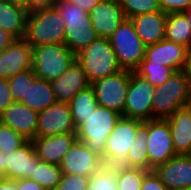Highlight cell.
<instances>
[{
    "mask_svg": "<svg viewBox=\"0 0 191 190\" xmlns=\"http://www.w3.org/2000/svg\"><path fill=\"white\" fill-rule=\"evenodd\" d=\"M54 7L65 22L64 44L75 55L98 37L91 25L89 13L81 7L68 0H57Z\"/></svg>",
    "mask_w": 191,
    "mask_h": 190,
    "instance_id": "cell-1",
    "label": "cell"
},
{
    "mask_svg": "<svg viewBox=\"0 0 191 190\" xmlns=\"http://www.w3.org/2000/svg\"><path fill=\"white\" fill-rule=\"evenodd\" d=\"M90 84L122 70L108 38L97 37L76 54Z\"/></svg>",
    "mask_w": 191,
    "mask_h": 190,
    "instance_id": "cell-2",
    "label": "cell"
},
{
    "mask_svg": "<svg viewBox=\"0 0 191 190\" xmlns=\"http://www.w3.org/2000/svg\"><path fill=\"white\" fill-rule=\"evenodd\" d=\"M65 22L57 9H40L28 13L24 40L36 47L44 44H64Z\"/></svg>",
    "mask_w": 191,
    "mask_h": 190,
    "instance_id": "cell-3",
    "label": "cell"
},
{
    "mask_svg": "<svg viewBox=\"0 0 191 190\" xmlns=\"http://www.w3.org/2000/svg\"><path fill=\"white\" fill-rule=\"evenodd\" d=\"M121 116L114 110L98 105L77 129V140L92 152L103 157L107 138Z\"/></svg>",
    "mask_w": 191,
    "mask_h": 190,
    "instance_id": "cell-4",
    "label": "cell"
},
{
    "mask_svg": "<svg viewBox=\"0 0 191 190\" xmlns=\"http://www.w3.org/2000/svg\"><path fill=\"white\" fill-rule=\"evenodd\" d=\"M190 91V82L183 71L174 72L167 81L155 87L153 119L167 120L175 111L184 108Z\"/></svg>",
    "mask_w": 191,
    "mask_h": 190,
    "instance_id": "cell-5",
    "label": "cell"
},
{
    "mask_svg": "<svg viewBox=\"0 0 191 190\" xmlns=\"http://www.w3.org/2000/svg\"><path fill=\"white\" fill-rule=\"evenodd\" d=\"M75 60L76 55L65 44L32 47V70L46 81L62 76Z\"/></svg>",
    "mask_w": 191,
    "mask_h": 190,
    "instance_id": "cell-6",
    "label": "cell"
},
{
    "mask_svg": "<svg viewBox=\"0 0 191 190\" xmlns=\"http://www.w3.org/2000/svg\"><path fill=\"white\" fill-rule=\"evenodd\" d=\"M122 69L135 71L145 58L146 45L136 33L131 19H125L109 38Z\"/></svg>",
    "mask_w": 191,
    "mask_h": 190,
    "instance_id": "cell-7",
    "label": "cell"
},
{
    "mask_svg": "<svg viewBox=\"0 0 191 190\" xmlns=\"http://www.w3.org/2000/svg\"><path fill=\"white\" fill-rule=\"evenodd\" d=\"M131 71L122 69L110 76L91 83L99 106L123 115Z\"/></svg>",
    "mask_w": 191,
    "mask_h": 190,
    "instance_id": "cell-8",
    "label": "cell"
},
{
    "mask_svg": "<svg viewBox=\"0 0 191 190\" xmlns=\"http://www.w3.org/2000/svg\"><path fill=\"white\" fill-rule=\"evenodd\" d=\"M142 120L121 116L107 138L102 160L105 165L119 166L126 161L129 149L135 139L136 129Z\"/></svg>",
    "mask_w": 191,
    "mask_h": 190,
    "instance_id": "cell-9",
    "label": "cell"
},
{
    "mask_svg": "<svg viewBox=\"0 0 191 190\" xmlns=\"http://www.w3.org/2000/svg\"><path fill=\"white\" fill-rule=\"evenodd\" d=\"M155 92L144 77L131 71L123 117L135 118L142 121L153 120L152 98Z\"/></svg>",
    "mask_w": 191,
    "mask_h": 190,
    "instance_id": "cell-10",
    "label": "cell"
},
{
    "mask_svg": "<svg viewBox=\"0 0 191 190\" xmlns=\"http://www.w3.org/2000/svg\"><path fill=\"white\" fill-rule=\"evenodd\" d=\"M148 171L166 163L176 154L168 120H148Z\"/></svg>",
    "mask_w": 191,
    "mask_h": 190,
    "instance_id": "cell-11",
    "label": "cell"
},
{
    "mask_svg": "<svg viewBox=\"0 0 191 190\" xmlns=\"http://www.w3.org/2000/svg\"><path fill=\"white\" fill-rule=\"evenodd\" d=\"M37 137L76 133L69 103L56 102L38 113Z\"/></svg>",
    "mask_w": 191,
    "mask_h": 190,
    "instance_id": "cell-12",
    "label": "cell"
},
{
    "mask_svg": "<svg viewBox=\"0 0 191 190\" xmlns=\"http://www.w3.org/2000/svg\"><path fill=\"white\" fill-rule=\"evenodd\" d=\"M104 165L100 155L92 152L82 142L77 140L63 157L60 168L63 174L90 177Z\"/></svg>",
    "mask_w": 191,
    "mask_h": 190,
    "instance_id": "cell-13",
    "label": "cell"
},
{
    "mask_svg": "<svg viewBox=\"0 0 191 190\" xmlns=\"http://www.w3.org/2000/svg\"><path fill=\"white\" fill-rule=\"evenodd\" d=\"M154 171L169 190H191V154H177Z\"/></svg>",
    "mask_w": 191,
    "mask_h": 190,
    "instance_id": "cell-14",
    "label": "cell"
},
{
    "mask_svg": "<svg viewBox=\"0 0 191 190\" xmlns=\"http://www.w3.org/2000/svg\"><path fill=\"white\" fill-rule=\"evenodd\" d=\"M89 15L98 37L108 39L126 19L119 0H101Z\"/></svg>",
    "mask_w": 191,
    "mask_h": 190,
    "instance_id": "cell-15",
    "label": "cell"
},
{
    "mask_svg": "<svg viewBox=\"0 0 191 190\" xmlns=\"http://www.w3.org/2000/svg\"><path fill=\"white\" fill-rule=\"evenodd\" d=\"M32 68V47L24 39H15L0 53V78L9 79Z\"/></svg>",
    "mask_w": 191,
    "mask_h": 190,
    "instance_id": "cell-16",
    "label": "cell"
},
{
    "mask_svg": "<svg viewBox=\"0 0 191 190\" xmlns=\"http://www.w3.org/2000/svg\"><path fill=\"white\" fill-rule=\"evenodd\" d=\"M5 160L7 165L4 178L12 180L29 179L41 162L32 140H28L8 156L5 155Z\"/></svg>",
    "mask_w": 191,
    "mask_h": 190,
    "instance_id": "cell-17",
    "label": "cell"
},
{
    "mask_svg": "<svg viewBox=\"0 0 191 190\" xmlns=\"http://www.w3.org/2000/svg\"><path fill=\"white\" fill-rule=\"evenodd\" d=\"M38 113L21 102L11 103L0 115V122L27 140L37 137Z\"/></svg>",
    "mask_w": 191,
    "mask_h": 190,
    "instance_id": "cell-18",
    "label": "cell"
},
{
    "mask_svg": "<svg viewBox=\"0 0 191 190\" xmlns=\"http://www.w3.org/2000/svg\"><path fill=\"white\" fill-rule=\"evenodd\" d=\"M77 141L76 133L35 137L32 142L40 161L60 165L69 148Z\"/></svg>",
    "mask_w": 191,
    "mask_h": 190,
    "instance_id": "cell-19",
    "label": "cell"
},
{
    "mask_svg": "<svg viewBox=\"0 0 191 190\" xmlns=\"http://www.w3.org/2000/svg\"><path fill=\"white\" fill-rule=\"evenodd\" d=\"M188 48L166 38L145 47V59L152 64L169 66L175 71L182 70Z\"/></svg>",
    "mask_w": 191,
    "mask_h": 190,
    "instance_id": "cell-20",
    "label": "cell"
},
{
    "mask_svg": "<svg viewBox=\"0 0 191 190\" xmlns=\"http://www.w3.org/2000/svg\"><path fill=\"white\" fill-rule=\"evenodd\" d=\"M57 102L68 103L80 90L90 86L81 65L75 60L62 76L51 81Z\"/></svg>",
    "mask_w": 191,
    "mask_h": 190,
    "instance_id": "cell-21",
    "label": "cell"
},
{
    "mask_svg": "<svg viewBox=\"0 0 191 190\" xmlns=\"http://www.w3.org/2000/svg\"><path fill=\"white\" fill-rule=\"evenodd\" d=\"M130 19L136 33L146 46L165 38L167 14L163 11L139 14Z\"/></svg>",
    "mask_w": 191,
    "mask_h": 190,
    "instance_id": "cell-22",
    "label": "cell"
},
{
    "mask_svg": "<svg viewBox=\"0 0 191 190\" xmlns=\"http://www.w3.org/2000/svg\"><path fill=\"white\" fill-rule=\"evenodd\" d=\"M171 130L173 147L176 154H191V115L181 108L175 111L168 119Z\"/></svg>",
    "mask_w": 191,
    "mask_h": 190,
    "instance_id": "cell-23",
    "label": "cell"
},
{
    "mask_svg": "<svg viewBox=\"0 0 191 190\" xmlns=\"http://www.w3.org/2000/svg\"><path fill=\"white\" fill-rule=\"evenodd\" d=\"M27 9L9 0H0V27L15 39H23L26 31Z\"/></svg>",
    "mask_w": 191,
    "mask_h": 190,
    "instance_id": "cell-24",
    "label": "cell"
},
{
    "mask_svg": "<svg viewBox=\"0 0 191 190\" xmlns=\"http://www.w3.org/2000/svg\"><path fill=\"white\" fill-rule=\"evenodd\" d=\"M37 113L56 103V97L50 81L36 78L29 79V88L26 97L20 101Z\"/></svg>",
    "mask_w": 191,
    "mask_h": 190,
    "instance_id": "cell-25",
    "label": "cell"
},
{
    "mask_svg": "<svg viewBox=\"0 0 191 190\" xmlns=\"http://www.w3.org/2000/svg\"><path fill=\"white\" fill-rule=\"evenodd\" d=\"M147 142L148 120H145L137 127L135 139L128 151L126 161L122 165L148 170Z\"/></svg>",
    "mask_w": 191,
    "mask_h": 190,
    "instance_id": "cell-26",
    "label": "cell"
},
{
    "mask_svg": "<svg viewBox=\"0 0 191 190\" xmlns=\"http://www.w3.org/2000/svg\"><path fill=\"white\" fill-rule=\"evenodd\" d=\"M165 38L191 49V30L188 12L167 14Z\"/></svg>",
    "mask_w": 191,
    "mask_h": 190,
    "instance_id": "cell-27",
    "label": "cell"
},
{
    "mask_svg": "<svg viewBox=\"0 0 191 190\" xmlns=\"http://www.w3.org/2000/svg\"><path fill=\"white\" fill-rule=\"evenodd\" d=\"M73 122L78 129L97 106L92 86L80 90L69 102Z\"/></svg>",
    "mask_w": 191,
    "mask_h": 190,
    "instance_id": "cell-28",
    "label": "cell"
},
{
    "mask_svg": "<svg viewBox=\"0 0 191 190\" xmlns=\"http://www.w3.org/2000/svg\"><path fill=\"white\" fill-rule=\"evenodd\" d=\"M135 72L144 77L153 87H156L167 81L176 71L169 66L152 64L144 58Z\"/></svg>",
    "mask_w": 191,
    "mask_h": 190,
    "instance_id": "cell-29",
    "label": "cell"
},
{
    "mask_svg": "<svg viewBox=\"0 0 191 190\" xmlns=\"http://www.w3.org/2000/svg\"><path fill=\"white\" fill-rule=\"evenodd\" d=\"M62 175L60 165L41 161L29 179L39 183L46 190H54L61 181Z\"/></svg>",
    "mask_w": 191,
    "mask_h": 190,
    "instance_id": "cell-30",
    "label": "cell"
},
{
    "mask_svg": "<svg viewBox=\"0 0 191 190\" xmlns=\"http://www.w3.org/2000/svg\"><path fill=\"white\" fill-rule=\"evenodd\" d=\"M147 172L148 170L142 168L116 166L117 190H141Z\"/></svg>",
    "mask_w": 191,
    "mask_h": 190,
    "instance_id": "cell-31",
    "label": "cell"
},
{
    "mask_svg": "<svg viewBox=\"0 0 191 190\" xmlns=\"http://www.w3.org/2000/svg\"><path fill=\"white\" fill-rule=\"evenodd\" d=\"M117 189L116 166L104 165L89 177L87 190Z\"/></svg>",
    "mask_w": 191,
    "mask_h": 190,
    "instance_id": "cell-32",
    "label": "cell"
},
{
    "mask_svg": "<svg viewBox=\"0 0 191 190\" xmlns=\"http://www.w3.org/2000/svg\"><path fill=\"white\" fill-rule=\"evenodd\" d=\"M127 19L136 15L161 11L159 0H119Z\"/></svg>",
    "mask_w": 191,
    "mask_h": 190,
    "instance_id": "cell-33",
    "label": "cell"
},
{
    "mask_svg": "<svg viewBox=\"0 0 191 190\" xmlns=\"http://www.w3.org/2000/svg\"><path fill=\"white\" fill-rule=\"evenodd\" d=\"M28 140L9 126L0 122V152L9 155Z\"/></svg>",
    "mask_w": 191,
    "mask_h": 190,
    "instance_id": "cell-34",
    "label": "cell"
},
{
    "mask_svg": "<svg viewBox=\"0 0 191 190\" xmlns=\"http://www.w3.org/2000/svg\"><path fill=\"white\" fill-rule=\"evenodd\" d=\"M36 78L35 72L30 68L8 79L10 91L12 92L15 102H20L23 97H26L29 88V79Z\"/></svg>",
    "mask_w": 191,
    "mask_h": 190,
    "instance_id": "cell-35",
    "label": "cell"
},
{
    "mask_svg": "<svg viewBox=\"0 0 191 190\" xmlns=\"http://www.w3.org/2000/svg\"><path fill=\"white\" fill-rule=\"evenodd\" d=\"M89 177L63 174L54 190H87Z\"/></svg>",
    "mask_w": 191,
    "mask_h": 190,
    "instance_id": "cell-36",
    "label": "cell"
},
{
    "mask_svg": "<svg viewBox=\"0 0 191 190\" xmlns=\"http://www.w3.org/2000/svg\"><path fill=\"white\" fill-rule=\"evenodd\" d=\"M161 11L164 13L189 12L191 0H159Z\"/></svg>",
    "mask_w": 191,
    "mask_h": 190,
    "instance_id": "cell-37",
    "label": "cell"
},
{
    "mask_svg": "<svg viewBox=\"0 0 191 190\" xmlns=\"http://www.w3.org/2000/svg\"><path fill=\"white\" fill-rule=\"evenodd\" d=\"M141 190H169L160 180L154 170L144 175Z\"/></svg>",
    "mask_w": 191,
    "mask_h": 190,
    "instance_id": "cell-38",
    "label": "cell"
},
{
    "mask_svg": "<svg viewBox=\"0 0 191 190\" xmlns=\"http://www.w3.org/2000/svg\"><path fill=\"white\" fill-rule=\"evenodd\" d=\"M13 102L15 101L10 91L8 79L0 78V115Z\"/></svg>",
    "mask_w": 191,
    "mask_h": 190,
    "instance_id": "cell-39",
    "label": "cell"
},
{
    "mask_svg": "<svg viewBox=\"0 0 191 190\" xmlns=\"http://www.w3.org/2000/svg\"><path fill=\"white\" fill-rule=\"evenodd\" d=\"M17 190H46L39 183L31 179L17 180Z\"/></svg>",
    "mask_w": 191,
    "mask_h": 190,
    "instance_id": "cell-40",
    "label": "cell"
},
{
    "mask_svg": "<svg viewBox=\"0 0 191 190\" xmlns=\"http://www.w3.org/2000/svg\"><path fill=\"white\" fill-rule=\"evenodd\" d=\"M57 0H29V13L53 7Z\"/></svg>",
    "mask_w": 191,
    "mask_h": 190,
    "instance_id": "cell-41",
    "label": "cell"
},
{
    "mask_svg": "<svg viewBox=\"0 0 191 190\" xmlns=\"http://www.w3.org/2000/svg\"><path fill=\"white\" fill-rule=\"evenodd\" d=\"M72 4L78 5L87 13H90L93 8L101 1V0H68Z\"/></svg>",
    "mask_w": 191,
    "mask_h": 190,
    "instance_id": "cell-42",
    "label": "cell"
},
{
    "mask_svg": "<svg viewBox=\"0 0 191 190\" xmlns=\"http://www.w3.org/2000/svg\"><path fill=\"white\" fill-rule=\"evenodd\" d=\"M14 40L15 38L11 34L0 27V53L6 49Z\"/></svg>",
    "mask_w": 191,
    "mask_h": 190,
    "instance_id": "cell-43",
    "label": "cell"
},
{
    "mask_svg": "<svg viewBox=\"0 0 191 190\" xmlns=\"http://www.w3.org/2000/svg\"><path fill=\"white\" fill-rule=\"evenodd\" d=\"M0 190H17V180L1 178Z\"/></svg>",
    "mask_w": 191,
    "mask_h": 190,
    "instance_id": "cell-44",
    "label": "cell"
},
{
    "mask_svg": "<svg viewBox=\"0 0 191 190\" xmlns=\"http://www.w3.org/2000/svg\"><path fill=\"white\" fill-rule=\"evenodd\" d=\"M184 75L188 78L191 85V49L188 50L184 67L182 69Z\"/></svg>",
    "mask_w": 191,
    "mask_h": 190,
    "instance_id": "cell-45",
    "label": "cell"
},
{
    "mask_svg": "<svg viewBox=\"0 0 191 190\" xmlns=\"http://www.w3.org/2000/svg\"><path fill=\"white\" fill-rule=\"evenodd\" d=\"M5 155L0 152V179L4 178V170L6 169Z\"/></svg>",
    "mask_w": 191,
    "mask_h": 190,
    "instance_id": "cell-46",
    "label": "cell"
},
{
    "mask_svg": "<svg viewBox=\"0 0 191 190\" xmlns=\"http://www.w3.org/2000/svg\"><path fill=\"white\" fill-rule=\"evenodd\" d=\"M10 2L22 6L27 9V12L29 13V0H9Z\"/></svg>",
    "mask_w": 191,
    "mask_h": 190,
    "instance_id": "cell-47",
    "label": "cell"
},
{
    "mask_svg": "<svg viewBox=\"0 0 191 190\" xmlns=\"http://www.w3.org/2000/svg\"><path fill=\"white\" fill-rule=\"evenodd\" d=\"M184 108L190 113V115H191V91H190V93H189V95H188V98H187V100H186V103H185V105H184Z\"/></svg>",
    "mask_w": 191,
    "mask_h": 190,
    "instance_id": "cell-48",
    "label": "cell"
},
{
    "mask_svg": "<svg viewBox=\"0 0 191 190\" xmlns=\"http://www.w3.org/2000/svg\"><path fill=\"white\" fill-rule=\"evenodd\" d=\"M188 13H189V25H190V30H191V8Z\"/></svg>",
    "mask_w": 191,
    "mask_h": 190,
    "instance_id": "cell-49",
    "label": "cell"
}]
</instances>
